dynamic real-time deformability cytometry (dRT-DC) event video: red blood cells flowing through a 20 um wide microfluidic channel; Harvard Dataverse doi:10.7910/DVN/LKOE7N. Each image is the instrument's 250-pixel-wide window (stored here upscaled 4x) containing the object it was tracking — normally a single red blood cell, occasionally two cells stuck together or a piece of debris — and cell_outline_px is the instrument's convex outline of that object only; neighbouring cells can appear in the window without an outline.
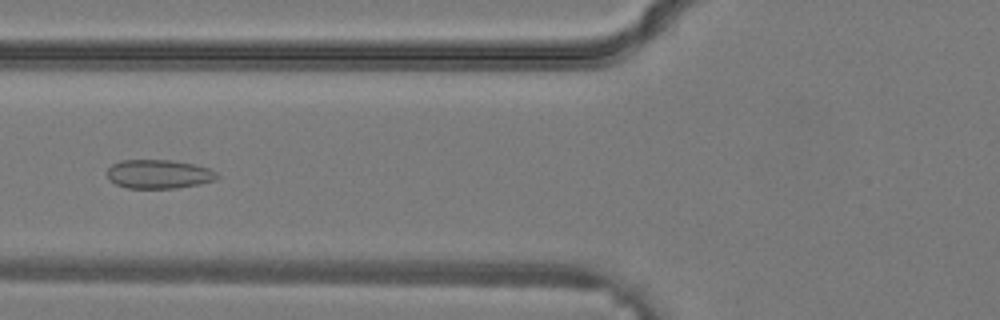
{"species": "common noctule bat (a hibernating species)", "species_latin": "Nyctalus noctula", "temperature_condition": "warm", "stored_images_in_passage": 11, "camera_frame_rate_fps": 3000, "um_per_image_px": 0.085, "animal": {"sex": "male", "body_mass_g": 19.2, "forearm_length_mm": 51.8}, "frame": {"image": 1, "passage_image": 11, "time_ms": 3.333, "image_size_px": [1000, 320], "cell_outline_px": [[220, 176], [216, 180], [200, 184], [176, 188], [128, 188], [116, 184], [108, 180], [108, 168], [112, 164], [120, 160], [172, 160], [196, 164], [208, 168], [216, 172]], "centroid_in_image_um": [13.51, 14.79], "position_along_channel_um": 112.3, "area_um2": 18.67}}